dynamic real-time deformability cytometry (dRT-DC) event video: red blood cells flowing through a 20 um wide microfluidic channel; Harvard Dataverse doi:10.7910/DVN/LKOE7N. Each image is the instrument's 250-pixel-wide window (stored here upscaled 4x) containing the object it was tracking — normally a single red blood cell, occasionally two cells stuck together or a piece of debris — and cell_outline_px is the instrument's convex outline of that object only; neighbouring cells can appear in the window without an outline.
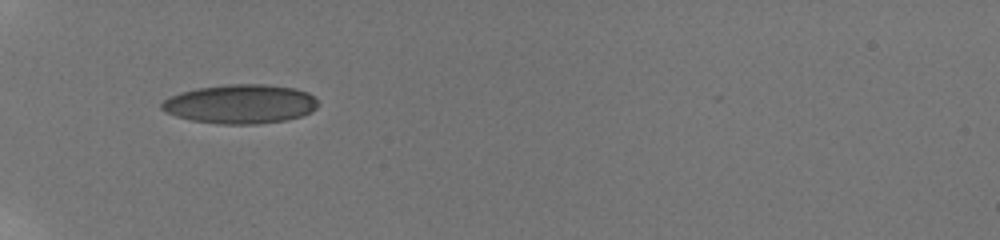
{"species": "human", "species_latin": "Homo sapiens", "temperature_condition": "room temperature", "stored_images_in_passage": 6, "camera_frame_rate_fps": 3000, "um_per_image_px": 0.085, "donor": {"sex": "male"}, "frame": {"image": 1, "passage_image": 2, "time_ms": 0.667, "image_size_px": [1000, 240], "cell_outline_px": [[320, 104], [312, 112], [300, 116], [284, 120], [256, 124], [220, 124], [192, 120], [176, 116], [160, 108], [160, 104], [168, 96], [180, 92], [196, 88], [228, 84], [264, 84], [296, 88], [308, 92]], "centroid_in_image_um": [20.43, 8.83], "position_along_channel_um": 64.6, "area_um2": 35.72}}